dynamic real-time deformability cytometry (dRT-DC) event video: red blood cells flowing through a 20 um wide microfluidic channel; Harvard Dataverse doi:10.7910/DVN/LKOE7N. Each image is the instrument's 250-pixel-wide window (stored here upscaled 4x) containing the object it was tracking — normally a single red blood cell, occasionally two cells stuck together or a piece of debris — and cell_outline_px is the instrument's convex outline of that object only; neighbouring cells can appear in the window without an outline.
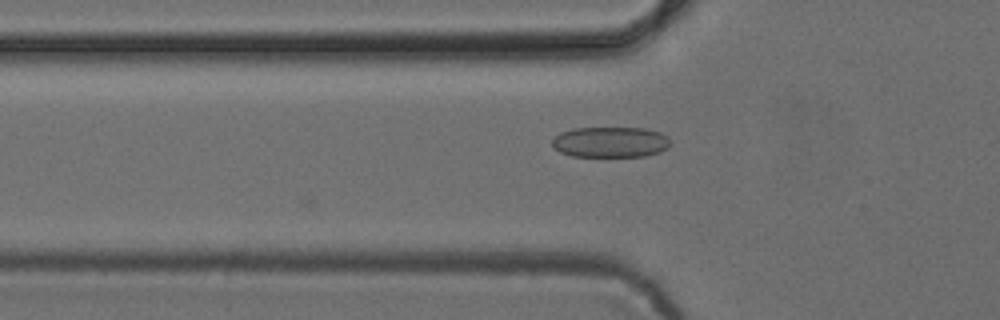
{"species": "common noctule bat (a hibernating species)", "species_latin": "Nyctalus noctula", "temperature_condition": "cold", "stored_images_in_passage": 22, "camera_frame_rate_fps": 3000, "um_per_image_px": 0.085, "animal": {"sex": "female", "body_mass_g": 24.6, "forearm_length_mm": 56.2}, "frame": {"image": 1, "passage_image": 2, "time_ms": 0.333, "image_size_px": [1000, 320], "cell_outline_px": [[668, 148], [660, 152], [644, 156], [572, 156], [560, 152], [552, 148], [552, 140], [560, 132], [572, 128], [644, 128], [660, 132], [668, 136]], "centroid_in_image_um": [51.86, 12.07], "position_along_channel_um": 73.9, "area_um2": 21.15}}
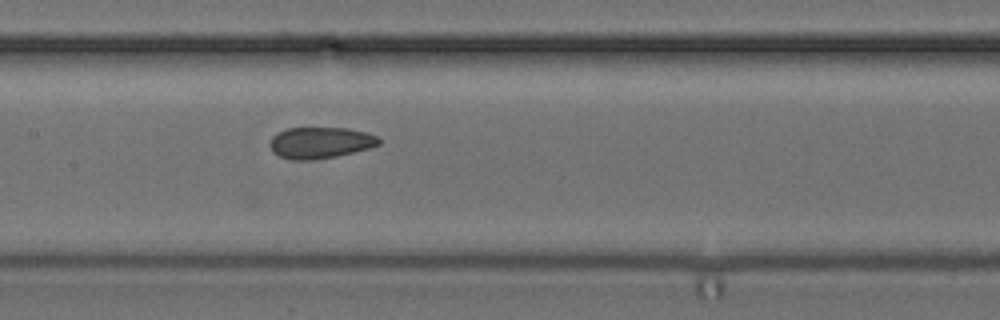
{"frame": {"image": 2, "passage_image": 10, "time_ms": 3.0, "image_size_px": [1000, 320], "cell_outline_px": [[380, 144], [368, 148], [336, 156], [312, 160], [292, 160], [280, 156], [272, 152], [268, 144], [272, 136], [288, 128], [348, 128], [364, 132], [376, 136], [380, 140]], "centroid_in_image_um": [27.18, 12.13], "position_along_channel_um": 180.2, "area_um2": 19.77}}
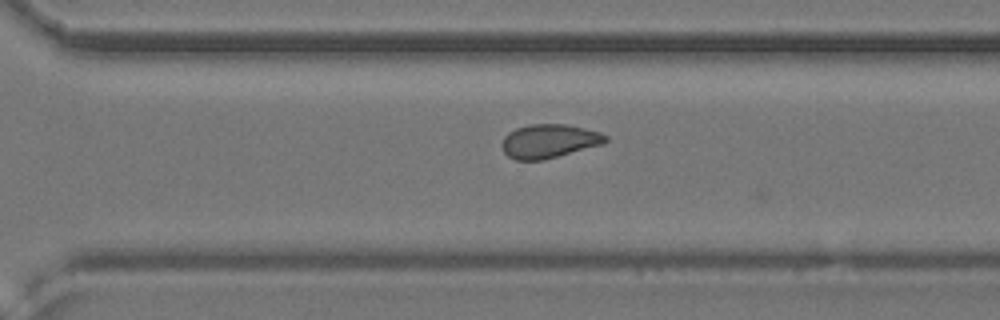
{"frame": {"image": 3, "passage_image": 21, "time_ms": 6.667, "image_size_px": [1000, 320], "cell_outline_px": [[608, 140], [604, 144], [544, 160], [516, 160], [508, 156], [504, 152], [504, 136], [508, 132], [516, 128], [532, 124], [568, 124], [600, 132], [608, 136]], "centroid_in_image_um": [46.72, 11.99], "position_along_channel_um": 323.9, "area_um2": 20.4}}